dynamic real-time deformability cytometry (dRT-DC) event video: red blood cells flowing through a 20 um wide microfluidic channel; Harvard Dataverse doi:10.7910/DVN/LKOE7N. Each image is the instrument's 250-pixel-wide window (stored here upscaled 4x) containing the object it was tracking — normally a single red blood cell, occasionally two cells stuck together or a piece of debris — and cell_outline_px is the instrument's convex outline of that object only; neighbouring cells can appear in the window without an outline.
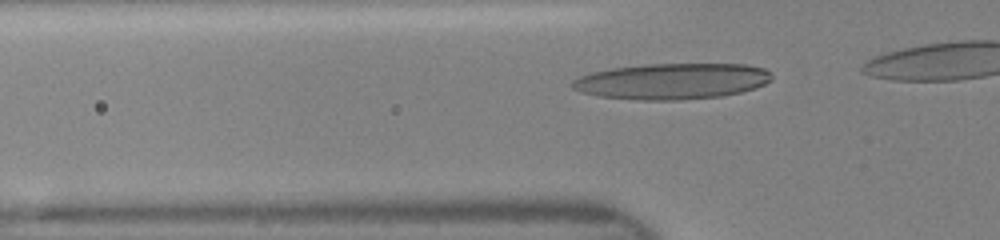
{"species": "human", "species_latin": "Homo sapiens", "temperature_condition": "room temperature", "stored_images_in_passage": 30, "camera_frame_rate_fps": 3000, "um_per_image_px": 0.085, "donor": {"sex": "female"}, "frame": {"image": 1, "passage_image": 7, "time_ms": 2.0, "image_size_px": [1000, 240], "cell_outline_px": [[772, 80], [756, 88], [724, 96], [680, 100], [640, 100], [600, 96], [584, 92], [572, 88], [572, 80], [580, 76], [592, 72], [612, 68], [648, 64], [744, 64], [764, 68], [772, 72]], "centroid_in_image_um": [57.18, 6.9], "position_along_channel_um": 68.6, "area_um2": 41.85}}
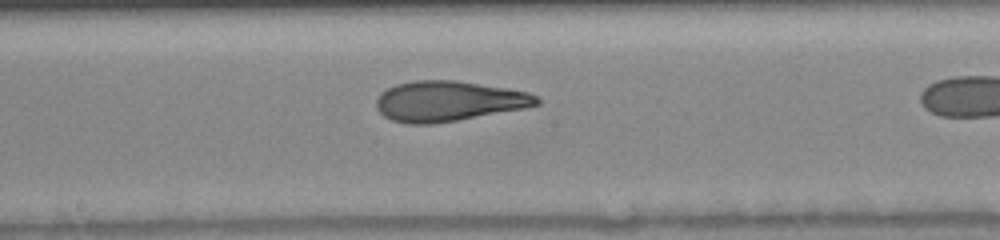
{"frame": {"image": 2, "passage_image": 17, "time_ms": 5.333, "image_size_px": [1000, 240], "cell_outline_px": [[540, 104], [524, 108], [456, 120], [432, 124], [408, 124], [392, 120], [384, 116], [376, 108], [376, 100], [380, 92], [396, 84], [416, 80], [456, 80], [528, 92], [536, 96], [540, 100]], "centroid_in_image_um": [38.08, 8.59], "position_along_channel_um": 210.1, "area_um2": 37.4}}
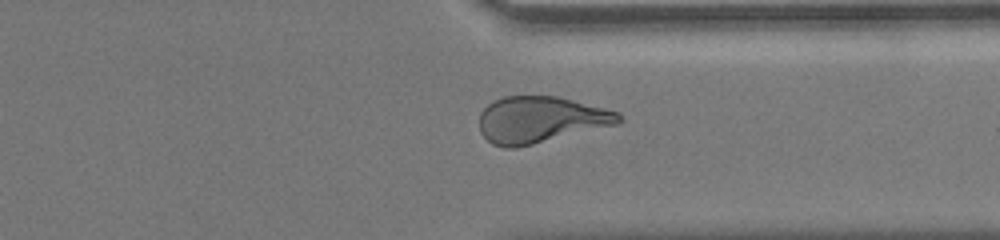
{"frame": {"image": 3, "passage_image": 28, "time_ms": 9.0, "image_size_px": [1000, 240], "cell_outline_px": [[624, 120], [620, 124], [516, 148], [504, 148], [492, 144], [480, 132], [480, 112], [492, 100], [504, 96], [556, 96], [620, 112]], "centroid_in_image_um": [45.96, 10.18], "position_along_channel_um": 365.4, "area_um2": 37.97}}